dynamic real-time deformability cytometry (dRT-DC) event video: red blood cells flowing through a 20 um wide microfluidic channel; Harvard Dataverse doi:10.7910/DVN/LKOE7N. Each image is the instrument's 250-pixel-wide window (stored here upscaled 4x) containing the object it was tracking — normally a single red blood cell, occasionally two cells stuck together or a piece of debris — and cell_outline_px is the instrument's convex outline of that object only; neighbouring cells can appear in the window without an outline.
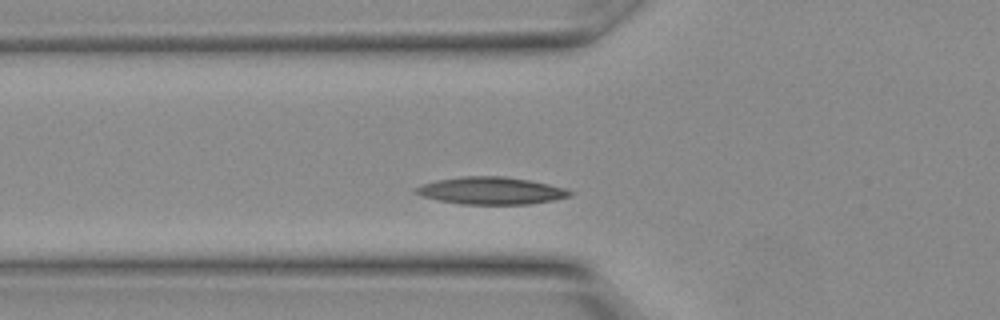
{"species": "Egyptian fruit bat (a non-hibernating species)", "species_latin": "Rousettus aegyptiacus", "temperature_condition": "warm", "stored_images_in_passage": 10, "camera_frame_rate_fps": 3000, "um_per_image_px": 0.085, "animal": {"sex": "female"}, "frame": {"image": 1, "passage_image": 4, "time_ms": 1.0, "image_size_px": [1000, 320], "cell_outline_px": [[572, 196], [552, 200], [528, 204], [460, 204], [440, 200], [424, 196], [412, 192], [412, 188], [420, 184], [436, 180], [460, 176], [504, 176], [528, 180], [548, 184], [564, 188], [572, 192]], "centroid_in_image_um": [41.68, 16.2], "position_along_channel_um": 84.1, "area_um2": 24.51}}
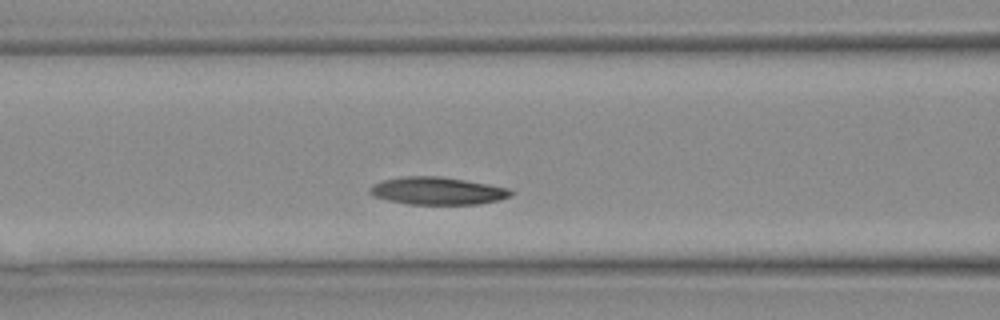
{"frame": {"image": 2, "passage_image": 6, "time_ms": 1.667, "image_size_px": [1000, 320], "cell_outline_px": [[512, 196], [500, 200], [480, 204], [408, 204], [388, 200], [372, 196], [368, 192], [368, 188], [372, 184], [384, 180], [404, 176], [440, 176], [464, 180], [508, 188], [512, 192]], "centroid_in_image_um": [37.15, 16.23], "position_along_channel_um": 129.5, "area_um2": 22.66}}
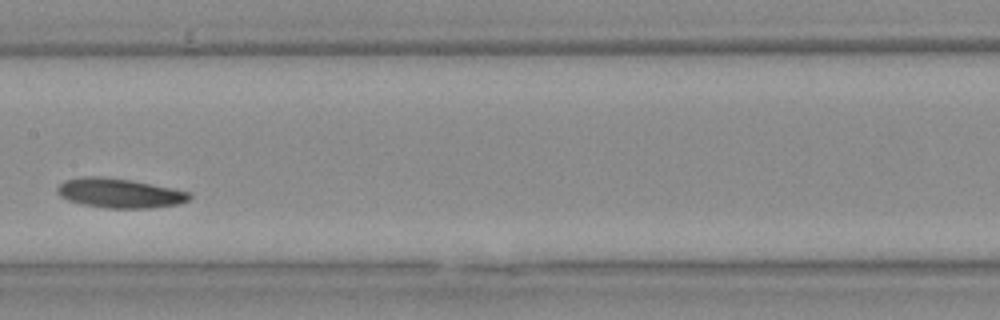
{"frame": {"image": 3, "passage_image": 9, "time_ms": 2.667, "image_size_px": [1000, 320], "cell_outline_px": [[192, 196], [188, 200], [180, 204], [152, 208], [108, 208], [80, 204], [68, 200], [60, 196], [56, 192], [56, 188], [64, 180], [80, 176], [104, 176], [132, 180], [192, 192]], "centroid_in_image_um": [10.15, 16.41], "position_along_channel_um": 197.2, "area_um2": 23.06}}